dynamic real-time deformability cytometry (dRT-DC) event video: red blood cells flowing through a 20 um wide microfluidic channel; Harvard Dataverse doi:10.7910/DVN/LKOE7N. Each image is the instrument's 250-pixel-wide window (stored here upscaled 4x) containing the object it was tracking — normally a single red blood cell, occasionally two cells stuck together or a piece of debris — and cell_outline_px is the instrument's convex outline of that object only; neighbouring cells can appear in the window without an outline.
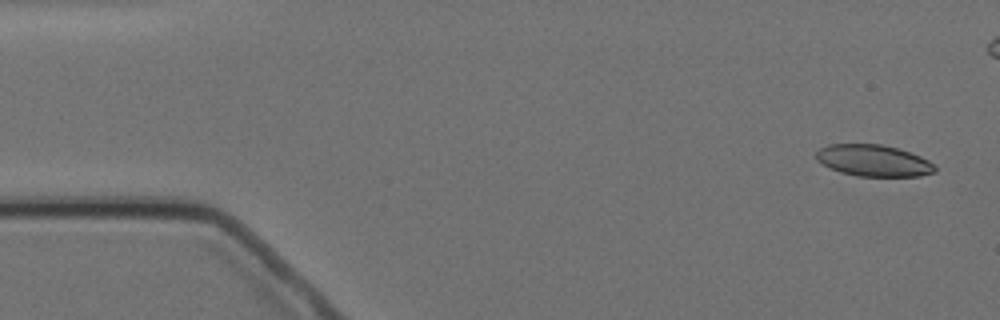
{"species": "Egyptian fruit bat (a non-hibernating species)", "species_latin": "Rousettus aegyptiacus", "temperature_condition": "cold", "stored_images_in_passage": 5, "camera_frame_rate_fps": 3000, "um_per_image_px": 0.085, "animal": {"sex": "female"}, "frame": {"image": 1, "passage_image": 1, "time_ms": 0.0, "image_size_px": [1000, 320], "cell_outline_px": [[936, 172], [920, 176], [856, 176], [840, 172], [828, 168], [816, 160], [816, 152], [820, 148], [828, 144], [880, 144], [896, 148], [920, 156], [936, 164]], "centroid_in_image_um": [74.23, 13.66], "position_along_channel_um": 10.8, "area_um2": 21.96}}